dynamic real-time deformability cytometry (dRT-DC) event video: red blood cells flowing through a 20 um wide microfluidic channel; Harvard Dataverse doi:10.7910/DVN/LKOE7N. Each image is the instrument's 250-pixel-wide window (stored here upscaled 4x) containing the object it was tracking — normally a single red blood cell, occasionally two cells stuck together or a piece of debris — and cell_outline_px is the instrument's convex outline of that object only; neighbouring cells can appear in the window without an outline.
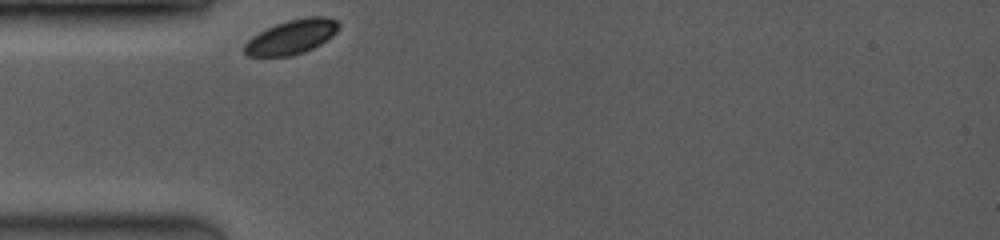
{"species": "common noctule bat (a hibernating species)", "species_latin": "Nyctalus noctula", "temperature_condition": "room temperature", "stored_images_in_passage": 16, "camera_frame_rate_fps": 3500, "um_per_image_px": 0.085, "animal": {"sex": "female", "body_mass_g": 19.0, "forearm_length_mm": 53.3}, "frame": {"image": 1, "passage_image": 1, "time_ms": 0.0, "image_size_px": [1000, 240], "cell_outline_px": [[340, 28], [332, 36], [320, 44], [304, 52], [292, 56], [248, 56], [244, 52], [244, 44], [252, 36], [276, 24], [288, 20], [308, 16], [328, 16], [336, 20], [340, 24]], "centroid_in_image_um": [24.81, 3.13], "position_along_channel_um": 60.2, "area_um2": 18.9}}
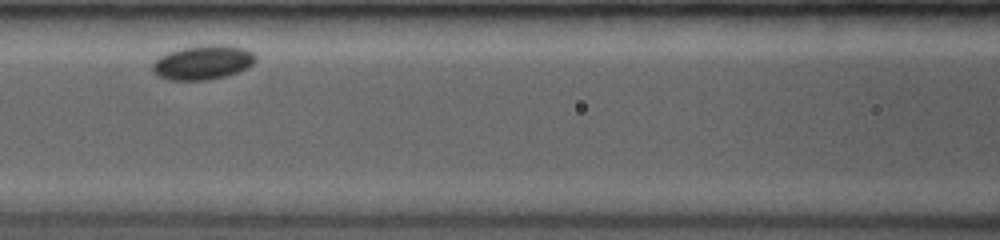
{"frame": {"image": 2, "passage_image": 6, "time_ms": 1.429, "image_size_px": [1000, 240], "cell_outline_px": [[256, 60], [248, 68], [224, 76], [208, 80], [168, 80], [156, 76], [152, 72], [152, 64], [160, 56], [168, 52], [180, 48], [204, 44], [220, 44], [244, 48], [252, 52], [256, 56]], "centroid_in_image_um": [17.22, 5.3], "position_along_channel_um": 149.4, "area_um2": 20.81}}
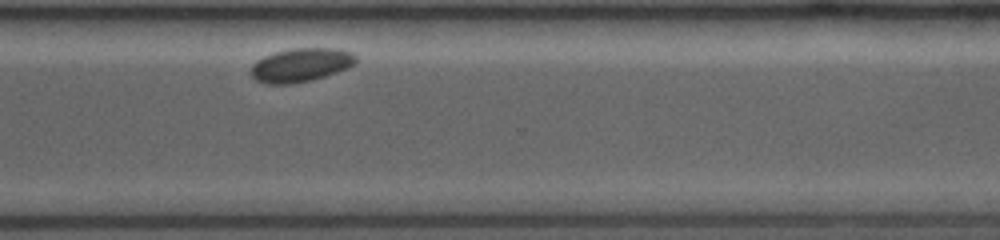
{"frame": {"image": 3, "passage_image": 16, "time_ms": 4.286, "image_size_px": [1000, 240], "cell_outline_px": [[356, 64], [348, 68], [312, 80], [288, 84], [268, 84], [256, 80], [248, 72], [252, 64], [256, 60], [264, 56], [276, 52], [292, 48], [336, 48], [352, 52], [356, 56]], "centroid_in_image_um": [25.56, 5.52], "position_along_channel_um": 345.0, "area_um2": 20.75}}